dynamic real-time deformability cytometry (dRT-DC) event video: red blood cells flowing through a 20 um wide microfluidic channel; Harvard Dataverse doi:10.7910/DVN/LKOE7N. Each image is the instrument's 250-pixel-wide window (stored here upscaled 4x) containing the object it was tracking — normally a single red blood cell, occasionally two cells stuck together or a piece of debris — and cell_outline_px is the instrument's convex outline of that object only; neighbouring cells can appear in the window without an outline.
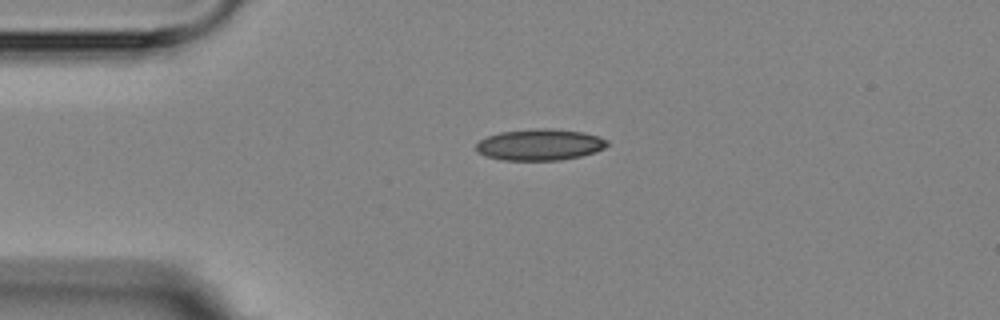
{"species": "Egyptian fruit bat (a non-hibernating species)", "species_latin": "Rousettus aegyptiacus", "temperature_condition": "room temperature", "stored_images_in_passage": 3, "camera_frame_rate_fps": 3000, "um_per_image_px": 0.085, "animal": {"sex": "female"}, "frame": {"image": 1, "passage_image": 1, "time_ms": 0.0, "image_size_px": [1000, 320], "cell_outline_px": [[608, 144], [604, 148], [596, 152], [580, 156], [560, 160], [504, 160], [484, 156], [476, 152], [476, 144], [480, 140], [488, 136], [500, 132], [536, 128], [552, 128], [584, 132], [608, 140]], "centroid_in_image_um": [45.87, 12.29], "position_along_channel_um": 39.1, "area_um2": 24.04}}
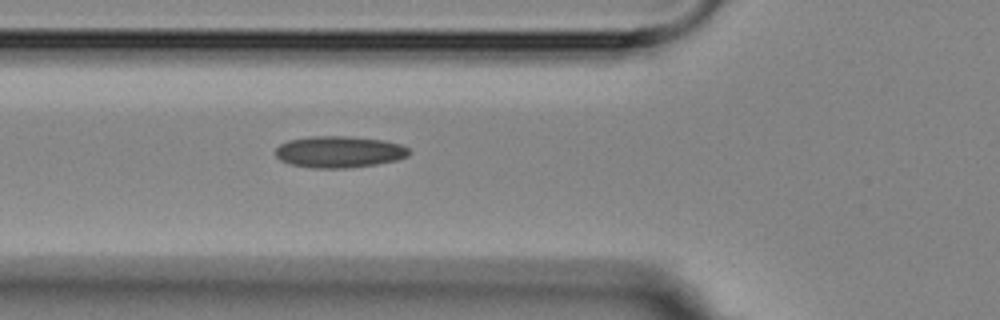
{"frame": {"image": 2, "passage_image": 3, "time_ms": 2.333, "image_size_px": [1000, 320], "cell_outline_px": [[412, 152], [408, 156], [396, 160], [376, 164], [344, 168], [312, 168], [292, 164], [280, 160], [276, 156], [276, 148], [280, 144], [288, 140], [312, 136], [348, 136], [384, 140], [400, 144], [408, 148]], "centroid_in_image_um": [28.84, 12.9], "position_along_channel_um": 97.0, "area_um2": 24.57}}